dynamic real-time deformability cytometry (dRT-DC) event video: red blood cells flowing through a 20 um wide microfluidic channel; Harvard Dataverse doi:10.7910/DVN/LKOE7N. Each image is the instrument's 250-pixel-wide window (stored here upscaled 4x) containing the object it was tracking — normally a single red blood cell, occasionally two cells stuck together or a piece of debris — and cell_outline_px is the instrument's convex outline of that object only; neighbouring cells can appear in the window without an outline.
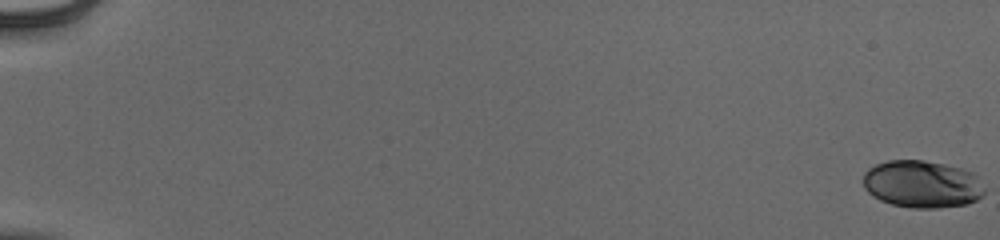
{"species": "human", "species_latin": "Homo sapiens", "temperature_condition": "cold", "stored_images_in_passage": 56, "camera_frame_rate_fps": 3000, "um_per_image_px": 0.085, "donor": {"sex": "male"}, "frame": {"image": 1, "passage_image": 1, "time_ms": 0.0, "image_size_px": [1000, 240], "cell_outline_px": [[984, 192], [976, 200], [968, 204], [940, 208], [912, 208], [892, 204], [880, 200], [872, 196], [864, 188], [864, 172], [868, 168], [876, 164], [888, 160], [924, 160], [944, 164], [960, 168], [972, 172], [976, 176], [984, 188]], "centroid_in_image_um": [78.36, 15.65], "position_along_channel_um": 6.6, "area_um2": 33.52}}
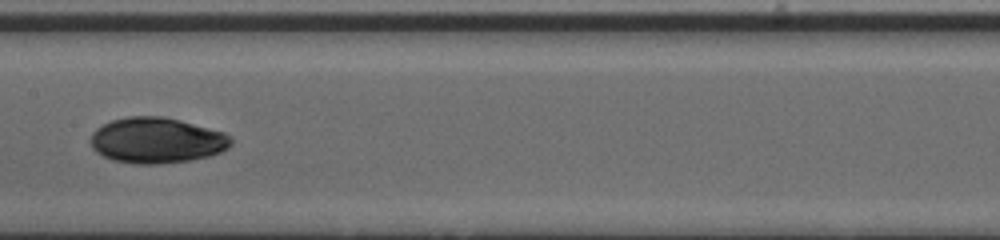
{"frame": {"image": 2, "passage_image": 32, "time_ms": 10.333, "image_size_px": [1000, 240], "cell_outline_px": [[232, 144], [228, 148], [220, 152], [208, 156], [192, 160], [160, 164], [136, 164], [112, 160], [96, 152], [92, 148], [88, 140], [92, 132], [96, 128], [112, 120], [128, 116], [164, 116], [180, 120], [224, 132], [232, 140]], "centroid_in_image_um": [13.29, 11.93], "position_along_channel_um": 194.1, "area_um2": 37.63}}
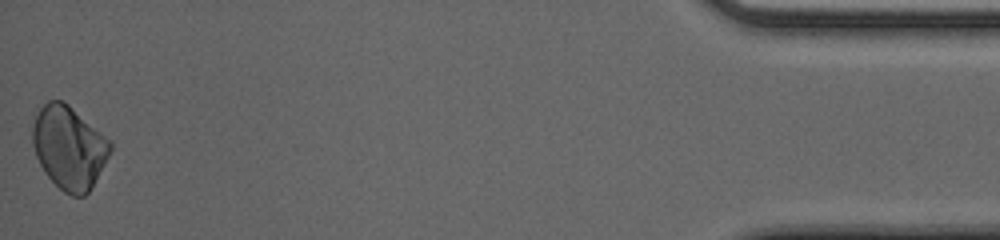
{"frame": {"image": 3, "passage_image": 56, "time_ms": 18.333, "image_size_px": [1000, 240], "cell_outline_px": [[112, 148], [92, 188], [84, 196], [72, 196], [64, 192], [48, 176], [40, 164], [36, 156], [32, 144], [32, 112], [48, 100], [60, 100], [68, 104], [112, 140]], "centroid_in_image_um": [5.84, 12.49], "position_along_channel_um": 429.4, "area_um2": 38.03}, "authors_computed_cell_mechanics": {"area_um2": 35.9516, "velocity_mm_per_s": 3.9418, "shape_relaxation_time_tau1_ms": 4.1764, "shape_relaxation_time_tau2_ms": 2.57, "deformation_change_tau1": 0.1218, "deformation_change_tau2": 0.0246}}